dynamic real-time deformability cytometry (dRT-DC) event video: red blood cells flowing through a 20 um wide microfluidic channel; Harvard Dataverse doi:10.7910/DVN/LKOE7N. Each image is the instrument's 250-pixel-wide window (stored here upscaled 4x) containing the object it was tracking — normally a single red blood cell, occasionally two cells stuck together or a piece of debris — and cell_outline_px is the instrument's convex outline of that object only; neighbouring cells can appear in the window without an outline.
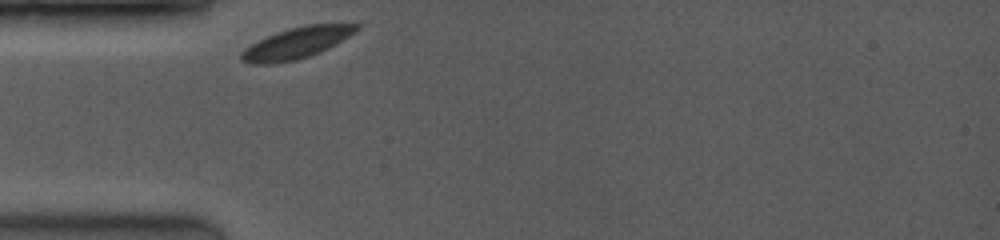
{"species": "common noctule bat (a hibernating species)", "species_latin": "Nyctalus noctula", "temperature_condition": "room temperature", "stored_images_in_passage": 39, "camera_frame_rate_fps": 3500, "um_per_image_px": 0.085, "animal": {"sex": "female", "body_mass_g": 19.0, "forearm_length_mm": 53.3}, "frame": {"image": 1, "passage_image": 1, "time_ms": 0.0, "image_size_px": [1000, 240], "cell_outline_px": [[360, 28], [356, 32], [328, 48], [320, 52], [296, 60], [272, 64], [252, 64], [240, 60], [240, 52], [244, 48], [276, 32], [288, 28], [308, 24], [360, 24]], "centroid_in_image_um": [25.19, 3.66], "position_along_channel_um": 59.8, "area_um2": 20.87}}
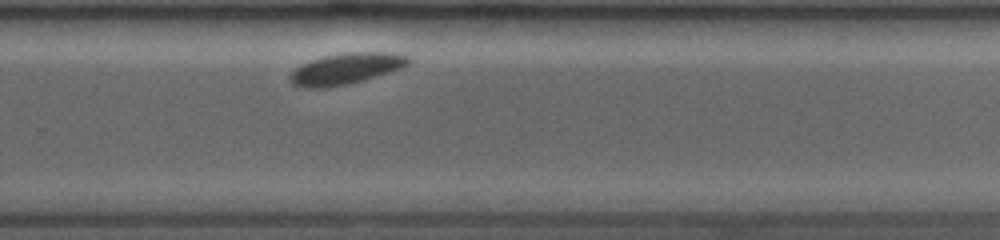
{"frame": {"image": 2, "passage_image": 31, "time_ms": 6.571, "image_size_px": [1000, 240], "cell_outline_px": [[412, 60], [408, 64], [400, 68], [364, 80], [348, 84], [328, 88], [300, 88], [292, 84], [288, 80], [288, 76], [296, 68], [312, 60], [324, 56], [348, 52], [396, 52], [408, 56]], "centroid_in_image_um": [29.4, 5.85], "position_along_channel_um": 300.4, "area_um2": 21.56}}
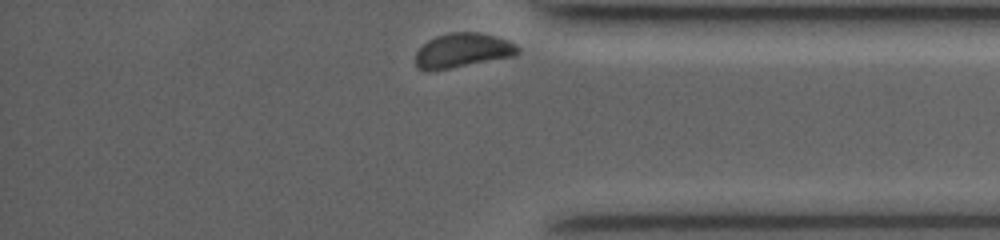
{"frame": {"image": 3, "passage_image": 39, "time_ms": 9.143, "image_size_px": [1000, 240], "cell_outline_px": [[520, 52], [516, 56], [448, 68], [416, 68], [416, 52], [428, 40], [436, 36], [448, 32], [480, 32], [496, 36], [508, 40], [516, 44], [520, 48]], "centroid_in_image_um": [39.4, 4.24], "position_along_channel_um": 395.8, "area_um2": 20.23}, "authors_computed_cell_mechanics": {"area_um2": 21.2704, "velocity_mm_per_s": 3.7111, "shape_relaxation_time_tau1_ms": 0.5288, "shape_relaxation_time_tau2_ms": null, "deformation_change_tau1": 0.0349, "deformation_change_tau2": null}}